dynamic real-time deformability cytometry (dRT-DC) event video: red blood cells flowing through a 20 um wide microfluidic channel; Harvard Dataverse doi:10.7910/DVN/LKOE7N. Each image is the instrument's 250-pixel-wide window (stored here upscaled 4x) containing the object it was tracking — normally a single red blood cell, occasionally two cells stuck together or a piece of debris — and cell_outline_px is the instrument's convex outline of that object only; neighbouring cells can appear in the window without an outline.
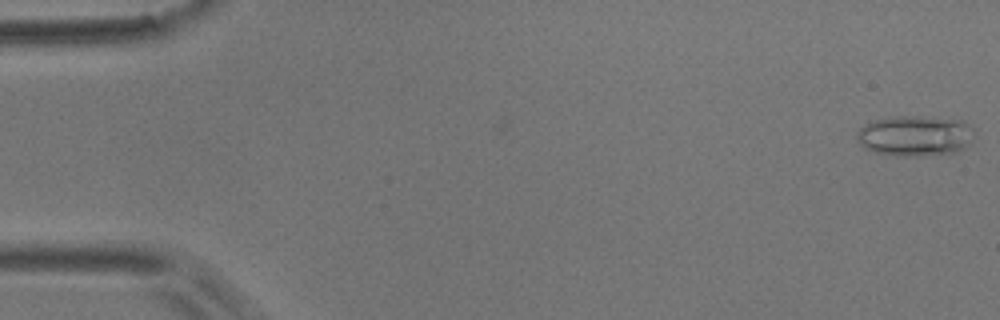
{"species": "common noctule bat (a hibernating species)", "species_latin": "Nyctalus noctula", "temperature_condition": "room temperature", "stored_images_in_passage": 7, "camera_frame_rate_fps": 3000, "um_per_image_px": 0.085, "animal": {"sex": "male", "body_mass_g": 17.9}, "frame": {"image": 1, "passage_image": 1, "time_ms": 0.0, "image_size_px": [1000, 320], "cell_outline_px": [[972, 128], [968, 144], [964, 148], [952, 152], [904, 156], [896, 156], [876, 152], [864, 148], [856, 140], [856, 132], [864, 124], [876, 120], [892, 116], [920, 116], [964, 120]], "centroid_in_image_um": [77.7, 11.52], "position_along_channel_um": 7.3, "area_um2": 27.4}}
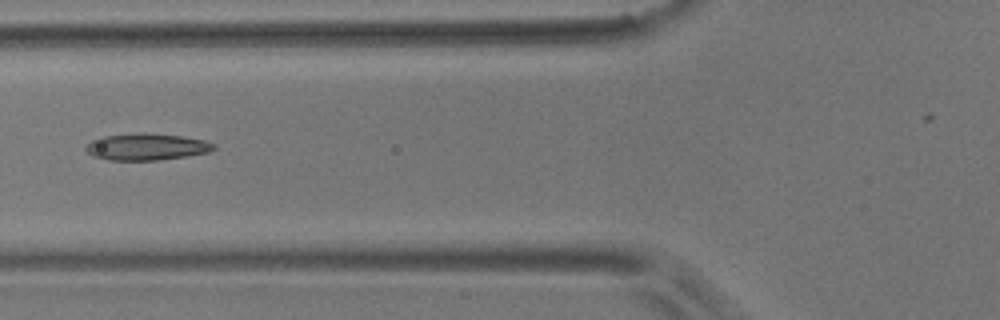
{"frame": {"image": 2, "passage_image": 6, "time_ms": 7.0, "image_size_px": [1000, 320], "cell_outline_px": [[216, 148], [208, 152], [188, 156], [160, 160], [108, 160], [92, 156], [84, 148], [92, 140], [104, 136], [140, 132], [144, 132], [180, 136], [204, 140], [216, 144]], "centroid_in_image_um": [12.46, 12.48], "position_along_channel_um": 113.3, "area_um2": 20.0}}
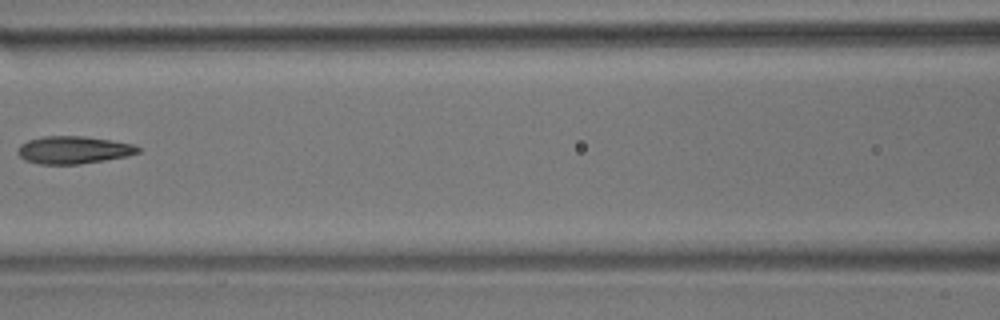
{"frame": {"image": 3, "passage_image": 7, "time_ms": 8.333, "image_size_px": [1000, 320], "cell_outline_px": [[140, 152], [128, 156], [80, 164], [40, 164], [24, 160], [16, 152], [20, 144], [28, 140], [44, 136], [84, 136], [132, 144], [140, 148]], "centroid_in_image_um": [6.21, 12.75], "position_along_channel_um": 160.4, "area_um2": 19.25}}